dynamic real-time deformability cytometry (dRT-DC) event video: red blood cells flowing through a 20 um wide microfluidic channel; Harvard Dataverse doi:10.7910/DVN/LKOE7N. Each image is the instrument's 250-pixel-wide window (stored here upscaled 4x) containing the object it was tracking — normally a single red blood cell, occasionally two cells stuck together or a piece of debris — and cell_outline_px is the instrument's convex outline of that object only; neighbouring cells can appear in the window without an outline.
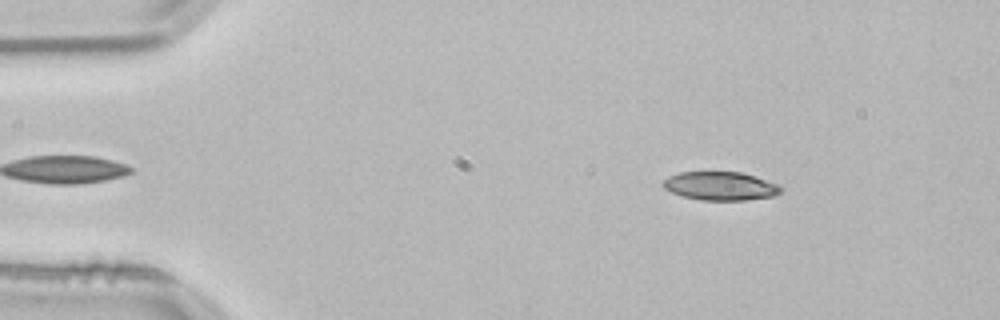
{"species": "common noctule bat (a hibernating species)", "species_latin": "Nyctalus noctula", "temperature_condition": "room temperature", "stored_images_in_passage": 52, "camera_frame_rate_fps": 3000, "um_per_image_px": 0.085, "animal": {"sex": "male", "body_mass_g": 21.5, "forearm_length_mm": 52.0}, "frame": {"image": 1, "passage_image": 7, "time_ms": 2.0, "image_size_px": [1000, 320], "cell_outline_px": [[784, 188], [780, 192], [772, 196], [744, 200], [700, 200], [684, 196], [672, 192], [664, 188], [660, 184], [668, 176], [680, 172], [740, 172], [780, 184]], "centroid_in_image_um": [61.23, 15.8], "position_along_channel_um": 23.8, "area_um2": 19.54}}
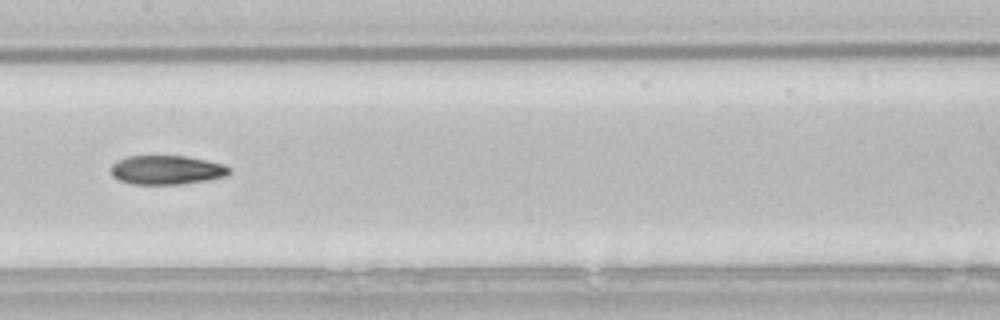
{"frame": {"image": 2, "passage_image": 26, "time_ms": 8.333, "image_size_px": [1000, 320], "cell_outline_px": [[232, 172], [224, 176], [208, 180], [180, 184], [132, 184], [120, 180], [112, 176], [112, 164], [116, 160], [128, 156], [184, 156], [224, 164]], "centroid_in_image_um": [14.14, 14.44], "position_along_channel_um": 193.3, "area_um2": 19.88}}
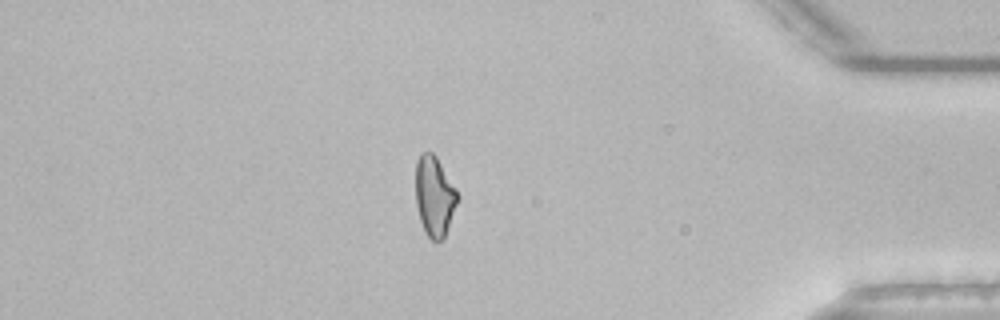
{"frame": {"image": 3, "passage_image": 45, "time_ms": 14.667, "image_size_px": [1000, 320], "cell_outline_px": [[456, 204], [444, 236], [440, 240], [432, 240], [424, 232], [420, 220], [416, 204], [416, 160], [420, 152], [432, 152], [436, 156], [456, 188]], "centroid_in_image_um": [36.89, 16.63], "position_along_channel_um": 398.3, "area_um2": 19.13}, "authors_computed_cell_mechanics": {"area_um2": 20.0566, "velocity_mm_per_s": 3.826, "shape_relaxation_time_tau1_ms": 4.8046, "shape_relaxation_time_tau2_ms": 7.8411, "deformation_change_tau1": 0.1678, "deformation_change_tau2": 0.1674}}